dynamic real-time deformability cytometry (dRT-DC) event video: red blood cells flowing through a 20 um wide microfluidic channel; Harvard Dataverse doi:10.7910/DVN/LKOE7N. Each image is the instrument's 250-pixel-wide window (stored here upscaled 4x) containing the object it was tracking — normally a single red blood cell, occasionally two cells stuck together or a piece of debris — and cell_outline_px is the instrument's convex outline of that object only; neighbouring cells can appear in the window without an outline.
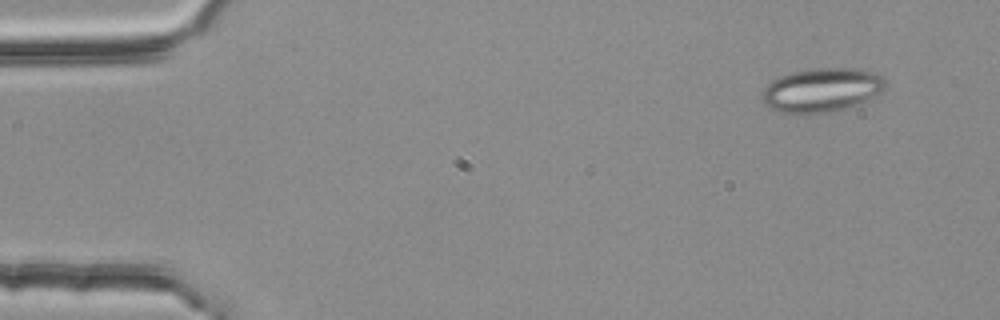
{"species": "common noctule bat (a hibernating species)", "species_latin": "Nyctalus noctula", "temperature_condition": "room temperature", "stored_images_in_passage": 4, "camera_frame_rate_fps": 3000, "um_per_image_px": 0.085, "animal": {"sex": "female", "body_mass_g": 25.1}, "frame": {"image": 1, "passage_image": 2, "time_ms": 0.333, "image_size_px": [1000, 320], "cell_outline_px": [[888, 84], [880, 92], [868, 100], [832, 112], [808, 116], [804, 116], [780, 112], [768, 108], [764, 104], [760, 96], [764, 88], [772, 80], [780, 76], [792, 72], [812, 68], [856, 68], [876, 72], [884, 76]], "centroid_in_image_um": [69.83, 7.67], "position_along_channel_um": 15.2, "area_um2": 32.48}}